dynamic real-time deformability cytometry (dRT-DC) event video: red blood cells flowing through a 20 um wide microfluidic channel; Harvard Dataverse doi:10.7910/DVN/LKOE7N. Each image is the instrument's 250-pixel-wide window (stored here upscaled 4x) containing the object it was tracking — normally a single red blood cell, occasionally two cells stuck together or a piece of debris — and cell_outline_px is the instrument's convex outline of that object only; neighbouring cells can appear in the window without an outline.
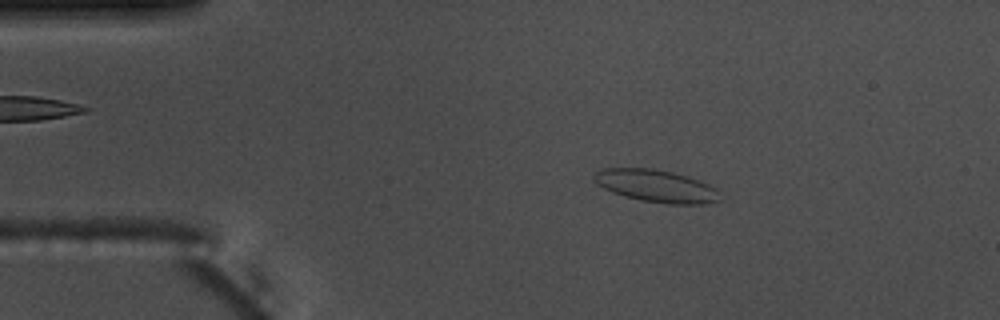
{"species": "common noctule bat (a hibernating species)", "species_latin": "Nyctalus noctula", "temperature_condition": "warm", "stored_images_in_passage": 54, "camera_frame_rate_fps": 3000, "um_per_image_px": 0.085, "animal": {"sex": "male", "body_mass_g": 17.5, "forearm_length_mm": 52.3}, "frame": {"image": 1, "passage_image": 9, "time_ms": 2.667, "image_size_px": [1000, 320], "cell_outline_px": [[724, 200], [704, 204], [668, 204], [640, 200], [624, 196], [612, 192], [596, 184], [592, 180], [592, 176], [596, 172], [604, 168], [652, 168], [672, 172], [708, 184], [716, 188]], "centroid_in_image_um": [55.77, 15.82], "position_along_channel_um": 29.2, "area_um2": 23.87}}
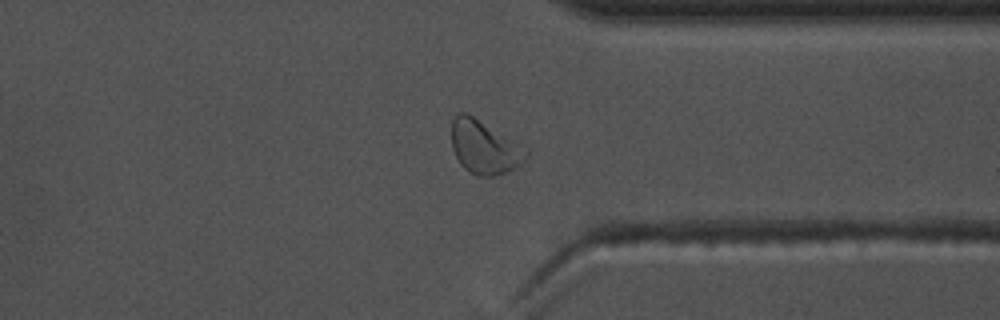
{"frame": {"image": 2, "passage_image": 41, "time_ms": 13.333, "image_size_px": [1000, 320], "cell_outline_px": [[524, 160], [520, 164], [508, 172], [496, 176], [476, 176], [468, 172], [460, 164], [452, 148], [452, 120], [456, 112], [468, 112], [512, 144]], "centroid_in_image_um": [40.96, 12.54], "position_along_channel_um": 370.4, "area_um2": 21.62}, "authors_computed_cell_mechanics": {"area_um2": 21.5883, "velocity_mm_per_s": 3.7083, "shape_relaxation_time_tau1_ms": 8.125, "shape_relaxation_time_tau2_ms": 0.8305, "deformation_change_tau1": 0.176, "deformation_change_tau2": 0.0405}}